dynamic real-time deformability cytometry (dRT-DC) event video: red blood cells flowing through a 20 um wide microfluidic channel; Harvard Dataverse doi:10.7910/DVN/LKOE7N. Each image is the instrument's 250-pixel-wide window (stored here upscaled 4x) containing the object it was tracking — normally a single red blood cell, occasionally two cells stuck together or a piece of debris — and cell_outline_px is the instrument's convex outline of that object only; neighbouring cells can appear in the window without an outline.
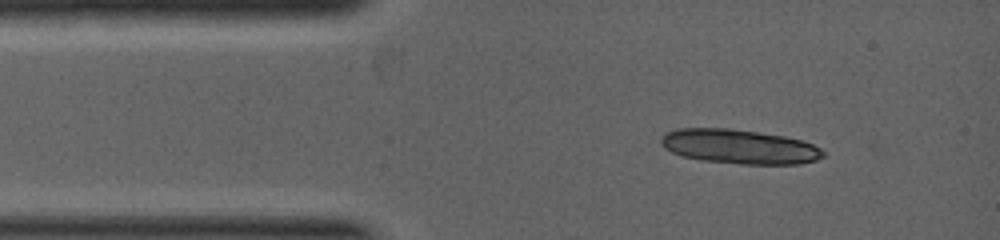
{"species": "common noctule bat (a hibernating species)", "species_latin": "Nyctalus noctula", "temperature_condition": "warm", "stored_images_in_passage": 1, "camera_frame_rate_fps": 5000, "um_per_image_px": 0.085, "animal": {"sex": "female", "body_mass_g": 19.0, "forearm_length_mm": 53.3}, "frame": {"image": 1, "passage_image": 1, "time_ms": 0.0, "image_size_px": [1000, 240], "cell_outline_px": [[824, 156], [816, 160], [800, 164], [740, 164], [700, 160], [684, 156], [672, 152], [664, 148], [660, 144], [660, 140], [664, 132], [676, 128], [728, 128], [784, 136], [800, 140], [812, 144], [820, 148], [824, 152]], "centroid_in_image_um": [62.8, 12.46], "position_along_channel_um": 22.2, "area_um2": 32.54}}